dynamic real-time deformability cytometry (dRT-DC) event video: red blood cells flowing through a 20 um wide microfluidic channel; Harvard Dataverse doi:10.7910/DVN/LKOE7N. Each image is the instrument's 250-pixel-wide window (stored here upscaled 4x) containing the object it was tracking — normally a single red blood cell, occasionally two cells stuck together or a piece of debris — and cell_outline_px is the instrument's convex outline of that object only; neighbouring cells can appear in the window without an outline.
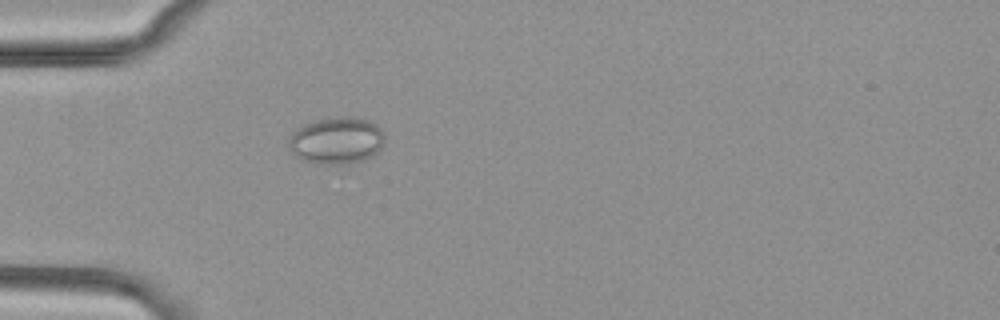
{"species": "common noctule bat (a hibernating species)", "species_latin": "Nyctalus noctula", "temperature_condition": "cold", "stored_images_in_passage": 5, "camera_frame_rate_fps": 3000, "um_per_image_px": 0.085, "animal": {"sex": "female", "body_mass_g": 29.2, "forearm_length_mm": 56.3}, "frame": {"image": 1, "passage_image": 5, "time_ms": 1.333, "image_size_px": [1000, 320], "cell_outline_px": [[384, 140], [380, 148], [372, 156], [364, 160], [348, 164], [316, 164], [300, 160], [292, 152], [288, 144], [288, 140], [292, 132], [296, 128], [312, 120], [340, 116], [356, 116], [368, 120], [376, 124], [384, 132]], "centroid_in_image_um": [28.59, 11.94], "position_along_channel_um": 56.4, "area_um2": 26.76}}